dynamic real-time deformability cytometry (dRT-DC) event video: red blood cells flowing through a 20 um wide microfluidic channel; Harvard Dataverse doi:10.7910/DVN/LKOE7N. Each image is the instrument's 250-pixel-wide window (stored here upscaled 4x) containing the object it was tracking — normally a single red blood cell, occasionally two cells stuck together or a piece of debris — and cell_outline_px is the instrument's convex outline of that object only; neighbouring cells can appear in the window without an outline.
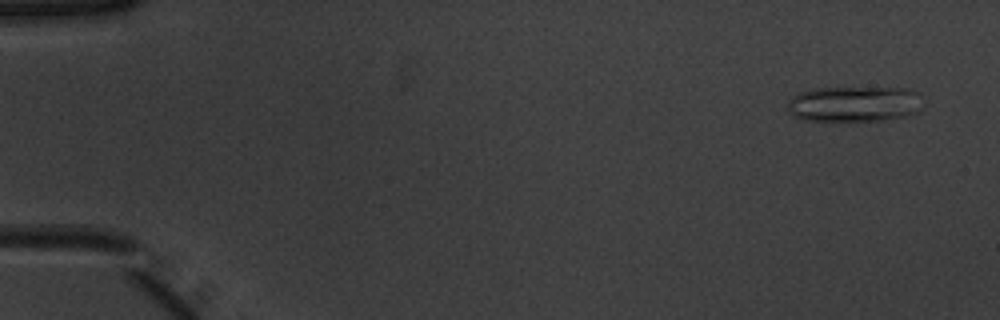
{"species": "common noctule bat (a hibernating species)", "species_latin": "Nyctalus noctula", "temperature_condition": "warm", "stored_images_in_passage": 50, "camera_frame_rate_fps": 3000, "um_per_image_px": 0.085, "animal": {"sex": "male", "body_mass_g": 20.1, "forearm_length_mm": 53.5}, "frame": {"image": 1, "passage_image": 2, "time_ms": 0.333, "image_size_px": [1000, 320], "cell_outline_px": [[924, 104], [916, 112], [904, 116], [884, 120], [800, 120], [788, 112], [784, 104], [792, 96], [800, 92], [816, 88], [908, 88], [920, 92]], "centroid_in_image_um": [72.6, 8.82], "position_along_channel_um": 12.4, "area_um2": 28.44}}
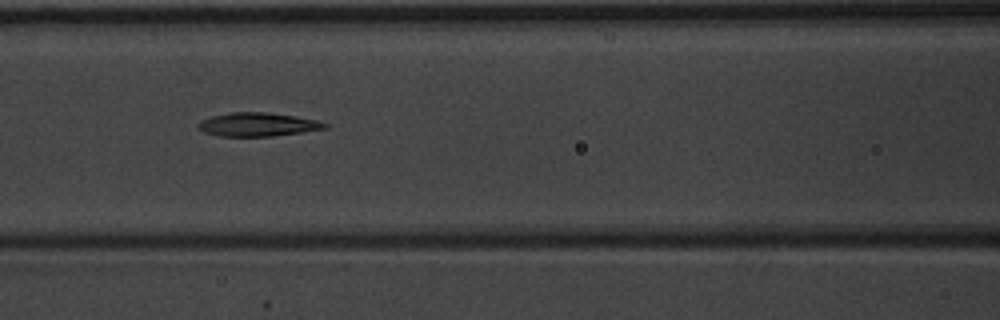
{"frame": {"image": 2, "passage_image": 22, "time_ms": 7.0, "image_size_px": [1000, 320], "cell_outline_px": [[328, 128], [272, 136], [216, 136], [204, 132], [196, 128], [196, 124], [200, 120], [212, 116], [232, 112], [264, 112], [296, 116], [316, 120], [328, 124]], "centroid_in_image_um": [21.84, 10.58], "position_along_channel_um": 144.8, "area_um2": 17.46}}
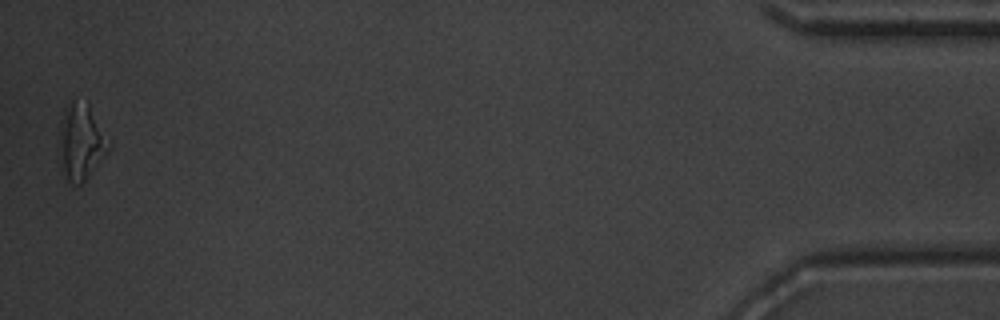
{"frame": {"image": 3, "passage_image": 50, "time_ms": 16.333, "image_size_px": [1000, 320], "cell_outline_px": [[112, 144], [108, 152], [84, 180], [80, 184], [72, 184], [68, 180], [64, 172], [60, 124], [60, 120], [64, 108], [72, 100], [88, 100]], "centroid_in_image_um": [6.96, 11.95], "position_along_channel_um": 428.2, "area_um2": 21.56}, "authors_computed_cell_mechanics": {"area_um2": 18.5249, "velocity_mm_per_s": 3.9553, "shape_relaxation_time_tau1_ms": null, "shape_relaxation_time_tau2_ms": 4.8629, "deformation_change_tau1": null, "deformation_change_tau2": 0.1472}}